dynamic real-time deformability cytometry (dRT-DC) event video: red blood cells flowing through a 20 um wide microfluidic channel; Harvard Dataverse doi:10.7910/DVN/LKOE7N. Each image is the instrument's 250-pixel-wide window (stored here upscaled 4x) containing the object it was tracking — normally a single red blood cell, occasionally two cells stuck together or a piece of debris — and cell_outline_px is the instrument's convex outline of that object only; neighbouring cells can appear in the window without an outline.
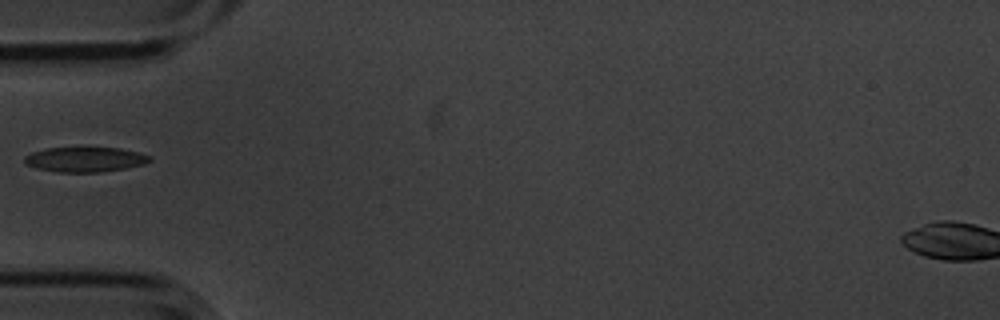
{"species": "common noctule bat (a hibernating species)", "species_latin": "Nyctalus noctula", "temperature_condition": "cold", "stored_images_in_passage": 2, "camera_frame_rate_fps": 3000, "um_per_image_px": 0.085, "animal": {"sex": "male", "body_mass_g": 20.1, "forearm_length_mm": 53.5}, "frame": {"image": 1, "passage_image": 1, "time_ms": 0.0, "image_size_px": [1000, 320], "cell_outline_px": [[152, 160], [144, 164], [124, 168], [100, 172], [56, 172], [36, 168], [24, 164], [24, 156], [32, 152], [48, 148], [120, 148], [140, 152], [152, 156]], "centroid_in_image_um": [7.23, 13.55], "position_along_channel_um": 77.8, "area_um2": 18.21}}
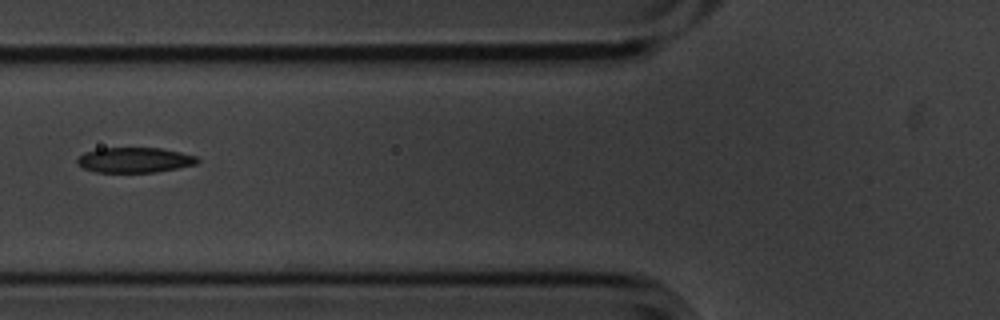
{"frame": {"image": 2, "passage_image": 2, "time_ms": 0.333, "image_size_px": [1000, 320], "cell_outline_px": [[200, 160], [196, 164], [156, 172], [92, 172], [76, 164], [76, 160], [84, 152], [100, 148], [160, 148], [180, 152], [196, 156]], "centroid_in_image_um": [11.41, 13.6], "position_along_channel_um": 114.4, "area_um2": 17.63}}